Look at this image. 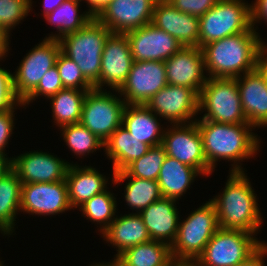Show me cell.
Returning <instances> with one entry per match:
<instances>
[{
    "instance_id": "cell-48",
    "label": "cell",
    "mask_w": 267,
    "mask_h": 266,
    "mask_svg": "<svg viewBox=\"0 0 267 266\" xmlns=\"http://www.w3.org/2000/svg\"><path fill=\"white\" fill-rule=\"evenodd\" d=\"M67 0H43V16H46L48 13L54 11L56 8H58L63 2Z\"/></svg>"
},
{
    "instance_id": "cell-35",
    "label": "cell",
    "mask_w": 267,
    "mask_h": 266,
    "mask_svg": "<svg viewBox=\"0 0 267 266\" xmlns=\"http://www.w3.org/2000/svg\"><path fill=\"white\" fill-rule=\"evenodd\" d=\"M166 156L162 145L153 146L146 154L132 162L125 171L131 177L157 180Z\"/></svg>"
},
{
    "instance_id": "cell-45",
    "label": "cell",
    "mask_w": 267,
    "mask_h": 266,
    "mask_svg": "<svg viewBox=\"0 0 267 266\" xmlns=\"http://www.w3.org/2000/svg\"><path fill=\"white\" fill-rule=\"evenodd\" d=\"M82 1V0H81ZM112 0H85L88 5V13L95 18L99 12Z\"/></svg>"
},
{
    "instance_id": "cell-22",
    "label": "cell",
    "mask_w": 267,
    "mask_h": 266,
    "mask_svg": "<svg viewBox=\"0 0 267 266\" xmlns=\"http://www.w3.org/2000/svg\"><path fill=\"white\" fill-rule=\"evenodd\" d=\"M175 205L176 200L162 197L139 213L151 240L166 243L171 247L179 227V212Z\"/></svg>"
},
{
    "instance_id": "cell-4",
    "label": "cell",
    "mask_w": 267,
    "mask_h": 266,
    "mask_svg": "<svg viewBox=\"0 0 267 266\" xmlns=\"http://www.w3.org/2000/svg\"><path fill=\"white\" fill-rule=\"evenodd\" d=\"M111 33L104 24L93 18L80 30L58 39L61 52L79 66L84 77L98 90L103 48Z\"/></svg>"
},
{
    "instance_id": "cell-9",
    "label": "cell",
    "mask_w": 267,
    "mask_h": 266,
    "mask_svg": "<svg viewBox=\"0 0 267 266\" xmlns=\"http://www.w3.org/2000/svg\"><path fill=\"white\" fill-rule=\"evenodd\" d=\"M121 98L104 88L88 91L79 123L105 142L122 125L126 103Z\"/></svg>"
},
{
    "instance_id": "cell-21",
    "label": "cell",
    "mask_w": 267,
    "mask_h": 266,
    "mask_svg": "<svg viewBox=\"0 0 267 266\" xmlns=\"http://www.w3.org/2000/svg\"><path fill=\"white\" fill-rule=\"evenodd\" d=\"M242 109L254 128L267 126V81L254 69L236 78Z\"/></svg>"
},
{
    "instance_id": "cell-36",
    "label": "cell",
    "mask_w": 267,
    "mask_h": 266,
    "mask_svg": "<svg viewBox=\"0 0 267 266\" xmlns=\"http://www.w3.org/2000/svg\"><path fill=\"white\" fill-rule=\"evenodd\" d=\"M64 88L92 90L94 86L84 77L79 66L61 51L55 63Z\"/></svg>"
},
{
    "instance_id": "cell-44",
    "label": "cell",
    "mask_w": 267,
    "mask_h": 266,
    "mask_svg": "<svg viewBox=\"0 0 267 266\" xmlns=\"http://www.w3.org/2000/svg\"><path fill=\"white\" fill-rule=\"evenodd\" d=\"M267 43L263 42L256 57V69L267 81Z\"/></svg>"
},
{
    "instance_id": "cell-3",
    "label": "cell",
    "mask_w": 267,
    "mask_h": 266,
    "mask_svg": "<svg viewBox=\"0 0 267 266\" xmlns=\"http://www.w3.org/2000/svg\"><path fill=\"white\" fill-rule=\"evenodd\" d=\"M221 195L209 199L215 206L219 228L257 234L262 226L257 194L244 172H230Z\"/></svg>"
},
{
    "instance_id": "cell-1",
    "label": "cell",
    "mask_w": 267,
    "mask_h": 266,
    "mask_svg": "<svg viewBox=\"0 0 267 266\" xmlns=\"http://www.w3.org/2000/svg\"><path fill=\"white\" fill-rule=\"evenodd\" d=\"M203 140L204 155L208 166L215 170L220 159L234 162L230 172H245L240 163L252 158L260 148L261 140L251 132V124H224L196 120ZM258 137V138H257ZM260 141V142H259Z\"/></svg>"
},
{
    "instance_id": "cell-27",
    "label": "cell",
    "mask_w": 267,
    "mask_h": 266,
    "mask_svg": "<svg viewBox=\"0 0 267 266\" xmlns=\"http://www.w3.org/2000/svg\"><path fill=\"white\" fill-rule=\"evenodd\" d=\"M198 174L195 168L166 156L157 178L162 197L179 200Z\"/></svg>"
},
{
    "instance_id": "cell-50",
    "label": "cell",
    "mask_w": 267,
    "mask_h": 266,
    "mask_svg": "<svg viewBox=\"0 0 267 266\" xmlns=\"http://www.w3.org/2000/svg\"><path fill=\"white\" fill-rule=\"evenodd\" d=\"M176 266H192V265H176Z\"/></svg>"
},
{
    "instance_id": "cell-28",
    "label": "cell",
    "mask_w": 267,
    "mask_h": 266,
    "mask_svg": "<svg viewBox=\"0 0 267 266\" xmlns=\"http://www.w3.org/2000/svg\"><path fill=\"white\" fill-rule=\"evenodd\" d=\"M116 260L120 266H176L171 247L163 242L150 240L135 245L121 253Z\"/></svg>"
},
{
    "instance_id": "cell-41",
    "label": "cell",
    "mask_w": 267,
    "mask_h": 266,
    "mask_svg": "<svg viewBox=\"0 0 267 266\" xmlns=\"http://www.w3.org/2000/svg\"><path fill=\"white\" fill-rule=\"evenodd\" d=\"M0 111V154H5V147L11 138L14 128V111Z\"/></svg>"
},
{
    "instance_id": "cell-18",
    "label": "cell",
    "mask_w": 267,
    "mask_h": 266,
    "mask_svg": "<svg viewBox=\"0 0 267 266\" xmlns=\"http://www.w3.org/2000/svg\"><path fill=\"white\" fill-rule=\"evenodd\" d=\"M101 60L100 90L106 84L112 90H119L134 62L126 34L111 33L108 36Z\"/></svg>"
},
{
    "instance_id": "cell-34",
    "label": "cell",
    "mask_w": 267,
    "mask_h": 266,
    "mask_svg": "<svg viewBox=\"0 0 267 266\" xmlns=\"http://www.w3.org/2000/svg\"><path fill=\"white\" fill-rule=\"evenodd\" d=\"M60 129H62L60 131L64 142L76 155L86 156L104 147V142L81 123L67 125Z\"/></svg>"
},
{
    "instance_id": "cell-12",
    "label": "cell",
    "mask_w": 267,
    "mask_h": 266,
    "mask_svg": "<svg viewBox=\"0 0 267 266\" xmlns=\"http://www.w3.org/2000/svg\"><path fill=\"white\" fill-rule=\"evenodd\" d=\"M145 105L171 125L191 123L197 120L194 117L199 112V94L185 86L167 84Z\"/></svg>"
},
{
    "instance_id": "cell-37",
    "label": "cell",
    "mask_w": 267,
    "mask_h": 266,
    "mask_svg": "<svg viewBox=\"0 0 267 266\" xmlns=\"http://www.w3.org/2000/svg\"><path fill=\"white\" fill-rule=\"evenodd\" d=\"M32 0H0V26L9 32L21 23L30 11Z\"/></svg>"
},
{
    "instance_id": "cell-6",
    "label": "cell",
    "mask_w": 267,
    "mask_h": 266,
    "mask_svg": "<svg viewBox=\"0 0 267 266\" xmlns=\"http://www.w3.org/2000/svg\"><path fill=\"white\" fill-rule=\"evenodd\" d=\"M200 111L206 112L200 120L249 124L242 109L236 78L208 77L199 94Z\"/></svg>"
},
{
    "instance_id": "cell-38",
    "label": "cell",
    "mask_w": 267,
    "mask_h": 266,
    "mask_svg": "<svg viewBox=\"0 0 267 266\" xmlns=\"http://www.w3.org/2000/svg\"><path fill=\"white\" fill-rule=\"evenodd\" d=\"M62 89H64V86L55 65L44 74L36 89L22 102V104L24 106L27 104L29 105L31 101L33 102L38 96L43 95L48 99L53 95H56Z\"/></svg>"
},
{
    "instance_id": "cell-20",
    "label": "cell",
    "mask_w": 267,
    "mask_h": 266,
    "mask_svg": "<svg viewBox=\"0 0 267 266\" xmlns=\"http://www.w3.org/2000/svg\"><path fill=\"white\" fill-rule=\"evenodd\" d=\"M151 23L176 38L183 47H199V17L180 12L167 0H157Z\"/></svg>"
},
{
    "instance_id": "cell-11",
    "label": "cell",
    "mask_w": 267,
    "mask_h": 266,
    "mask_svg": "<svg viewBox=\"0 0 267 266\" xmlns=\"http://www.w3.org/2000/svg\"><path fill=\"white\" fill-rule=\"evenodd\" d=\"M170 127L165 129L161 143L166 155L195 168L202 176L212 174L213 170L208 166L204 155L203 140L196 121L172 124Z\"/></svg>"
},
{
    "instance_id": "cell-7",
    "label": "cell",
    "mask_w": 267,
    "mask_h": 266,
    "mask_svg": "<svg viewBox=\"0 0 267 266\" xmlns=\"http://www.w3.org/2000/svg\"><path fill=\"white\" fill-rule=\"evenodd\" d=\"M244 0H220L199 18V47L249 31L251 11Z\"/></svg>"
},
{
    "instance_id": "cell-30",
    "label": "cell",
    "mask_w": 267,
    "mask_h": 266,
    "mask_svg": "<svg viewBox=\"0 0 267 266\" xmlns=\"http://www.w3.org/2000/svg\"><path fill=\"white\" fill-rule=\"evenodd\" d=\"M21 187L13 170L0 179V232L4 235L14 232L16 214L20 211Z\"/></svg>"
},
{
    "instance_id": "cell-43",
    "label": "cell",
    "mask_w": 267,
    "mask_h": 266,
    "mask_svg": "<svg viewBox=\"0 0 267 266\" xmlns=\"http://www.w3.org/2000/svg\"><path fill=\"white\" fill-rule=\"evenodd\" d=\"M265 255L267 256V243L264 242L252 255L237 266H265Z\"/></svg>"
},
{
    "instance_id": "cell-29",
    "label": "cell",
    "mask_w": 267,
    "mask_h": 266,
    "mask_svg": "<svg viewBox=\"0 0 267 266\" xmlns=\"http://www.w3.org/2000/svg\"><path fill=\"white\" fill-rule=\"evenodd\" d=\"M112 176L113 184L128 181L125 183L124 198L130 209H135L136 213L162 198L157 180L131 177L125 170L113 173Z\"/></svg>"
},
{
    "instance_id": "cell-49",
    "label": "cell",
    "mask_w": 267,
    "mask_h": 266,
    "mask_svg": "<svg viewBox=\"0 0 267 266\" xmlns=\"http://www.w3.org/2000/svg\"><path fill=\"white\" fill-rule=\"evenodd\" d=\"M90 266H119V263L116 259H114L112 262H107V263H93Z\"/></svg>"
},
{
    "instance_id": "cell-32",
    "label": "cell",
    "mask_w": 267,
    "mask_h": 266,
    "mask_svg": "<svg viewBox=\"0 0 267 266\" xmlns=\"http://www.w3.org/2000/svg\"><path fill=\"white\" fill-rule=\"evenodd\" d=\"M81 0H67L54 11L48 13L44 18L50 25H55L59 33L50 34L46 38L60 39L62 36L76 32L83 28L93 16L88 11L80 14L78 10Z\"/></svg>"
},
{
    "instance_id": "cell-15",
    "label": "cell",
    "mask_w": 267,
    "mask_h": 266,
    "mask_svg": "<svg viewBox=\"0 0 267 266\" xmlns=\"http://www.w3.org/2000/svg\"><path fill=\"white\" fill-rule=\"evenodd\" d=\"M69 162L42 151H29L12 157V170L22 184L64 181Z\"/></svg>"
},
{
    "instance_id": "cell-40",
    "label": "cell",
    "mask_w": 267,
    "mask_h": 266,
    "mask_svg": "<svg viewBox=\"0 0 267 266\" xmlns=\"http://www.w3.org/2000/svg\"><path fill=\"white\" fill-rule=\"evenodd\" d=\"M180 12L201 17L220 0H167Z\"/></svg>"
},
{
    "instance_id": "cell-2",
    "label": "cell",
    "mask_w": 267,
    "mask_h": 266,
    "mask_svg": "<svg viewBox=\"0 0 267 266\" xmlns=\"http://www.w3.org/2000/svg\"><path fill=\"white\" fill-rule=\"evenodd\" d=\"M262 43L258 32L251 28L204 45L201 49L207 76L238 78L256 69V57Z\"/></svg>"
},
{
    "instance_id": "cell-5",
    "label": "cell",
    "mask_w": 267,
    "mask_h": 266,
    "mask_svg": "<svg viewBox=\"0 0 267 266\" xmlns=\"http://www.w3.org/2000/svg\"><path fill=\"white\" fill-rule=\"evenodd\" d=\"M219 229L214 204L209 200L179 221L177 236L171 245V255L177 265H192Z\"/></svg>"
},
{
    "instance_id": "cell-8",
    "label": "cell",
    "mask_w": 267,
    "mask_h": 266,
    "mask_svg": "<svg viewBox=\"0 0 267 266\" xmlns=\"http://www.w3.org/2000/svg\"><path fill=\"white\" fill-rule=\"evenodd\" d=\"M242 230L219 228L192 266H237L265 241Z\"/></svg>"
},
{
    "instance_id": "cell-31",
    "label": "cell",
    "mask_w": 267,
    "mask_h": 266,
    "mask_svg": "<svg viewBox=\"0 0 267 266\" xmlns=\"http://www.w3.org/2000/svg\"><path fill=\"white\" fill-rule=\"evenodd\" d=\"M88 91L90 90L64 88L49 98L53 120L58 127L79 123Z\"/></svg>"
},
{
    "instance_id": "cell-13",
    "label": "cell",
    "mask_w": 267,
    "mask_h": 266,
    "mask_svg": "<svg viewBox=\"0 0 267 266\" xmlns=\"http://www.w3.org/2000/svg\"><path fill=\"white\" fill-rule=\"evenodd\" d=\"M164 61H134L118 92L126 104L145 105L167 85Z\"/></svg>"
},
{
    "instance_id": "cell-33",
    "label": "cell",
    "mask_w": 267,
    "mask_h": 266,
    "mask_svg": "<svg viewBox=\"0 0 267 266\" xmlns=\"http://www.w3.org/2000/svg\"><path fill=\"white\" fill-rule=\"evenodd\" d=\"M116 207V198L106 189L87 200L79 207V210L81 209L80 211L88 220L99 224L101 226L100 232L102 233L115 219Z\"/></svg>"
},
{
    "instance_id": "cell-10",
    "label": "cell",
    "mask_w": 267,
    "mask_h": 266,
    "mask_svg": "<svg viewBox=\"0 0 267 266\" xmlns=\"http://www.w3.org/2000/svg\"><path fill=\"white\" fill-rule=\"evenodd\" d=\"M37 45L21 60L16 74H12L14 92L21 102L36 89L44 74L55 66L61 51L57 39L44 38Z\"/></svg>"
},
{
    "instance_id": "cell-23",
    "label": "cell",
    "mask_w": 267,
    "mask_h": 266,
    "mask_svg": "<svg viewBox=\"0 0 267 266\" xmlns=\"http://www.w3.org/2000/svg\"><path fill=\"white\" fill-rule=\"evenodd\" d=\"M68 201L73 209L107 189L108 179L91 166L70 164L66 174Z\"/></svg>"
},
{
    "instance_id": "cell-42",
    "label": "cell",
    "mask_w": 267,
    "mask_h": 266,
    "mask_svg": "<svg viewBox=\"0 0 267 266\" xmlns=\"http://www.w3.org/2000/svg\"><path fill=\"white\" fill-rule=\"evenodd\" d=\"M251 11V26L257 31L254 27L256 23L262 22L260 20L267 22V0H256L255 3L250 5Z\"/></svg>"
},
{
    "instance_id": "cell-46",
    "label": "cell",
    "mask_w": 267,
    "mask_h": 266,
    "mask_svg": "<svg viewBox=\"0 0 267 266\" xmlns=\"http://www.w3.org/2000/svg\"><path fill=\"white\" fill-rule=\"evenodd\" d=\"M9 34L0 26V59L3 60L9 49ZM0 60V61H1Z\"/></svg>"
},
{
    "instance_id": "cell-26",
    "label": "cell",
    "mask_w": 267,
    "mask_h": 266,
    "mask_svg": "<svg viewBox=\"0 0 267 266\" xmlns=\"http://www.w3.org/2000/svg\"><path fill=\"white\" fill-rule=\"evenodd\" d=\"M150 148V145L139 142L122 125L104 142L105 154L113 162V173L124 171Z\"/></svg>"
},
{
    "instance_id": "cell-39",
    "label": "cell",
    "mask_w": 267,
    "mask_h": 266,
    "mask_svg": "<svg viewBox=\"0 0 267 266\" xmlns=\"http://www.w3.org/2000/svg\"><path fill=\"white\" fill-rule=\"evenodd\" d=\"M18 105L24 106L15 95L12 73L0 67V111H11Z\"/></svg>"
},
{
    "instance_id": "cell-25",
    "label": "cell",
    "mask_w": 267,
    "mask_h": 266,
    "mask_svg": "<svg viewBox=\"0 0 267 266\" xmlns=\"http://www.w3.org/2000/svg\"><path fill=\"white\" fill-rule=\"evenodd\" d=\"M157 115L146 105L126 104L122 115V126L139 142L153 146L161 145L163 128Z\"/></svg>"
},
{
    "instance_id": "cell-14",
    "label": "cell",
    "mask_w": 267,
    "mask_h": 266,
    "mask_svg": "<svg viewBox=\"0 0 267 266\" xmlns=\"http://www.w3.org/2000/svg\"><path fill=\"white\" fill-rule=\"evenodd\" d=\"M157 0H112L95 17L112 33L125 34L151 23Z\"/></svg>"
},
{
    "instance_id": "cell-16",
    "label": "cell",
    "mask_w": 267,
    "mask_h": 266,
    "mask_svg": "<svg viewBox=\"0 0 267 266\" xmlns=\"http://www.w3.org/2000/svg\"><path fill=\"white\" fill-rule=\"evenodd\" d=\"M66 181L22 184L20 211L56 215L71 210Z\"/></svg>"
},
{
    "instance_id": "cell-19",
    "label": "cell",
    "mask_w": 267,
    "mask_h": 266,
    "mask_svg": "<svg viewBox=\"0 0 267 266\" xmlns=\"http://www.w3.org/2000/svg\"><path fill=\"white\" fill-rule=\"evenodd\" d=\"M164 64L169 85L185 86L200 94L208 78L204 73V56L200 47H182Z\"/></svg>"
},
{
    "instance_id": "cell-17",
    "label": "cell",
    "mask_w": 267,
    "mask_h": 266,
    "mask_svg": "<svg viewBox=\"0 0 267 266\" xmlns=\"http://www.w3.org/2000/svg\"><path fill=\"white\" fill-rule=\"evenodd\" d=\"M134 61H165L183 46L152 23L125 33Z\"/></svg>"
},
{
    "instance_id": "cell-47",
    "label": "cell",
    "mask_w": 267,
    "mask_h": 266,
    "mask_svg": "<svg viewBox=\"0 0 267 266\" xmlns=\"http://www.w3.org/2000/svg\"><path fill=\"white\" fill-rule=\"evenodd\" d=\"M6 155L0 154V179L12 170V158H7Z\"/></svg>"
},
{
    "instance_id": "cell-24",
    "label": "cell",
    "mask_w": 267,
    "mask_h": 266,
    "mask_svg": "<svg viewBox=\"0 0 267 266\" xmlns=\"http://www.w3.org/2000/svg\"><path fill=\"white\" fill-rule=\"evenodd\" d=\"M104 240L117 248L116 259L121 253L135 245L151 240L139 213L117 216L101 233Z\"/></svg>"
}]
</instances>
